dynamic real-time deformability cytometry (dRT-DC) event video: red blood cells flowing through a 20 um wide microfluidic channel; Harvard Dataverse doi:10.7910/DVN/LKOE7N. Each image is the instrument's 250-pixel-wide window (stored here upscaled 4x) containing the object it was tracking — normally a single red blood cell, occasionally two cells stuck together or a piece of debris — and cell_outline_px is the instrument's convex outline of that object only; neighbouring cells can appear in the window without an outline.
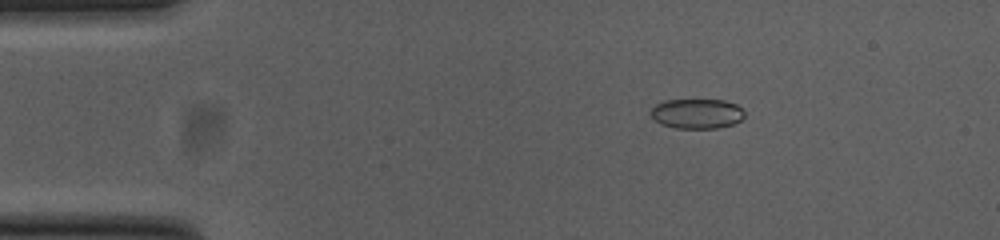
{"species": "common noctule bat (a hibernating species)", "species_latin": "Nyctalus noctula", "temperature_condition": "cold", "stored_images_in_passage": 54, "camera_frame_rate_fps": 3000, "um_per_image_px": 0.085, "animal": {"sex": "female", "body_mass_g": 23.0, "forearm_length_mm": 53.4}, "frame": {"image": 1, "passage_image": 9, "time_ms": 2.667, "image_size_px": [1000, 240], "cell_outline_px": [[744, 116], [740, 120], [732, 124], [716, 128], [676, 128], [664, 124], [656, 120], [648, 112], [656, 104], [664, 100], [724, 100], [736, 104], [744, 112]], "centroid_in_image_um": [59.22, 9.65], "position_along_channel_um": 25.8, "area_um2": 16.13}}
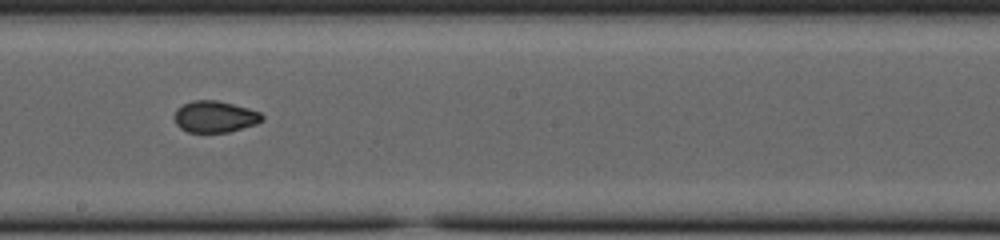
{"frame": {"image": 2, "passage_image": 30, "time_ms": 9.667, "image_size_px": [1000, 240], "cell_outline_px": [[264, 120], [256, 124], [228, 132], [188, 132], [180, 128], [176, 124], [172, 116], [176, 108], [192, 100], [216, 100], [248, 108], [260, 112], [264, 116]], "centroid_in_image_um": [18.24, 9.92], "position_along_channel_um": 230.0, "area_um2": 16.24}}
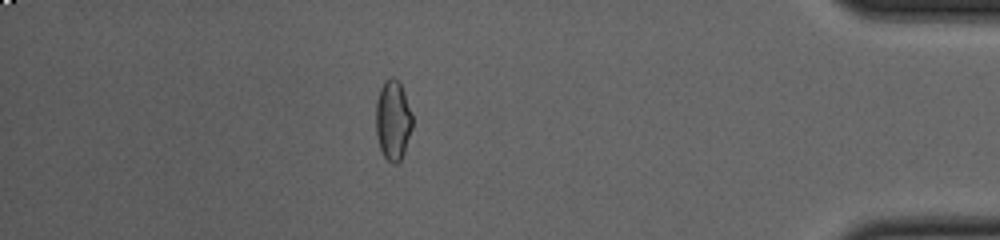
{"frame": {"image": 3, "passage_image": 47, "time_ms": 15.333, "image_size_px": [1000, 240], "cell_outline_px": [[412, 128], [404, 152], [400, 160], [396, 164], [392, 164], [384, 156], [380, 148], [376, 132], [376, 100], [380, 88], [384, 80], [392, 76], [400, 84], [404, 92], [412, 112]], "centroid_in_image_um": [33.4, 10.21], "position_along_channel_um": 401.8, "area_um2": 16.99}, "authors_computed_cell_mechanics": {"area_um2": 16.473, "velocity_mm_per_s": 3.8219, "shape_relaxation_time_tau1_ms": null, "shape_relaxation_time_tau2_ms": 1.792, "deformation_change_tau1": null, "deformation_change_tau2": 0.039}}